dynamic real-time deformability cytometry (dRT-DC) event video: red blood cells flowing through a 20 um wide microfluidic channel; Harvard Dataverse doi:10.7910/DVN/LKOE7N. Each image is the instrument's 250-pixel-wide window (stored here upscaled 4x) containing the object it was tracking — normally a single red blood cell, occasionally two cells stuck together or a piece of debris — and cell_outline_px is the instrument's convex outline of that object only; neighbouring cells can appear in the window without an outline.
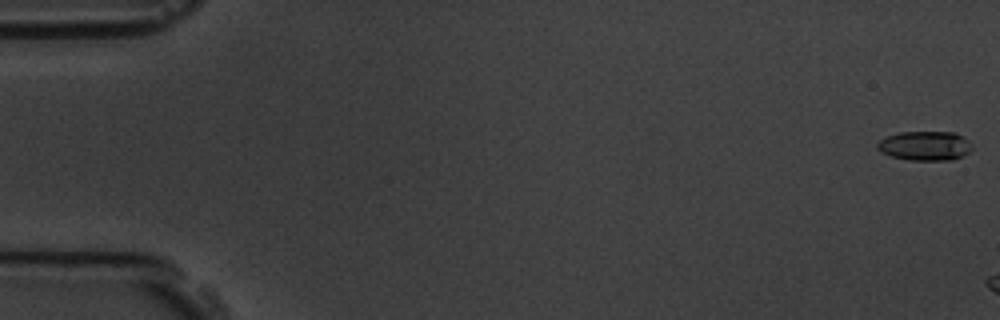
{"species": "common noctule bat (a hibernating species)", "species_latin": "Nyctalus noctula", "temperature_condition": "room temperature", "stored_images_in_passage": 3, "camera_frame_rate_fps": 3000, "um_per_image_px": 0.085, "animal": {"sex": "male", "body_mass_g": 19.5, "forearm_length_mm": 54.6}, "frame": {"image": 1, "passage_image": 1, "time_ms": 0.0, "image_size_px": [1000, 320], "cell_outline_px": [[972, 148], [968, 152], [952, 160], [908, 160], [892, 156], [880, 152], [876, 148], [876, 144], [880, 140], [888, 136], [900, 132], [956, 132], [968, 140], [972, 144]], "centroid_in_image_um": [78.61, 12.39], "position_along_channel_um": 6.4, "area_um2": 16.18}}